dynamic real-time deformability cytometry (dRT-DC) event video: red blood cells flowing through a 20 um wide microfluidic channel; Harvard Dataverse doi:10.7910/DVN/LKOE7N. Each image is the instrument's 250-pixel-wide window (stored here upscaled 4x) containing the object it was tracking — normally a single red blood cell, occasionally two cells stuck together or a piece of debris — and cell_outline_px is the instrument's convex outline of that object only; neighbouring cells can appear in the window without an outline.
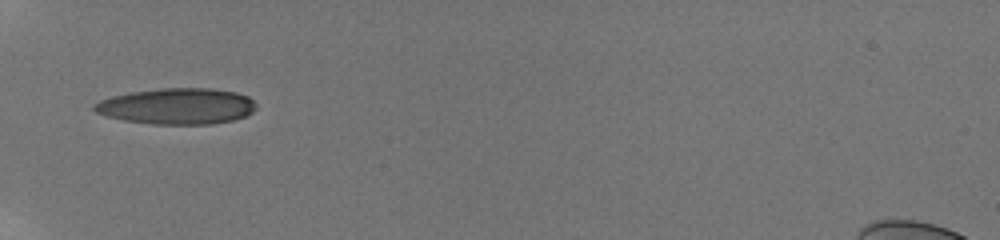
{"species": "human", "species_latin": "Homo sapiens", "temperature_condition": "room temperature", "stored_images_in_passage": 2, "camera_frame_rate_fps": 3000, "um_per_image_px": 0.085, "donor": {"sex": "male"}, "frame": {"image": 1, "passage_image": 1, "time_ms": 0.0, "image_size_px": [1000, 240], "cell_outline_px": [[256, 108], [252, 112], [244, 116], [232, 120], [212, 124], [152, 124], [124, 120], [108, 116], [96, 112], [92, 108], [92, 104], [100, 100], [112, 96], [132, 92], [160, 88], [212, 88], [236, 92], [248, 96], [256, 104]], "centroid_in_image_um": [15.04, 9.02], "position_along_channel_um": 70.0, "area_um2": 33.99}}